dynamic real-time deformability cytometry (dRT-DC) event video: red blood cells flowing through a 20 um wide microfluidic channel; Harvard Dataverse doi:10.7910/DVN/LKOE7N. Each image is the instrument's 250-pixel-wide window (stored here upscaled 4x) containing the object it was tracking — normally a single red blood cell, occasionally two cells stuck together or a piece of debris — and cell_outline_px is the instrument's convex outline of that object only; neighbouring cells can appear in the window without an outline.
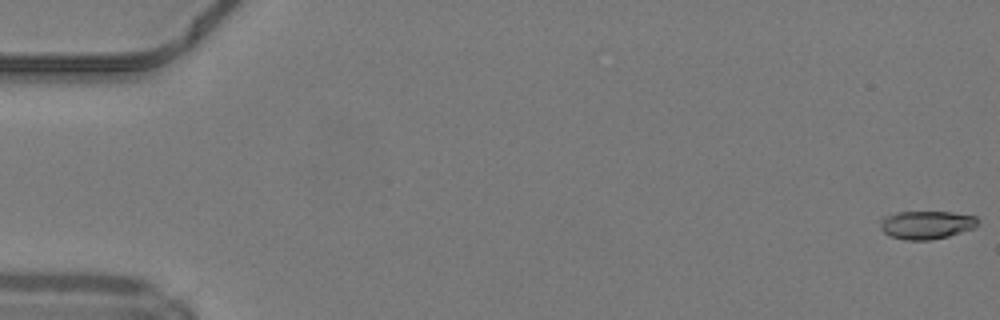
{"species": "common noctule bat (a hibernating species)", "species_latin": "Nyctalus noctula", "temperature_condition": "warm", "stored_images_in_passage": 53, "camera_frame_rate_fps": 3000, "um_per_image_px": 0.085, "animal": {"sex": "male", "body_mass_g": 19.2, "forearm_length_mm": 51.8}, "frame": {"image": 1, "passage_image": 1, "time_ms": 0.0, "image_size_px": [1000, 320], "cell_outline_px": [[980, 224], [976, 228], [948, 236], [932, 240], [904, 240], [888, 236], [880, 228], [880, 216], [896, 212], [952, 212], [976, 216], [980, 220]], "centroid_in_image_um": [78.75, 19.11], "position_along_channel_um": 6.3, "area_um2": 16.53}}
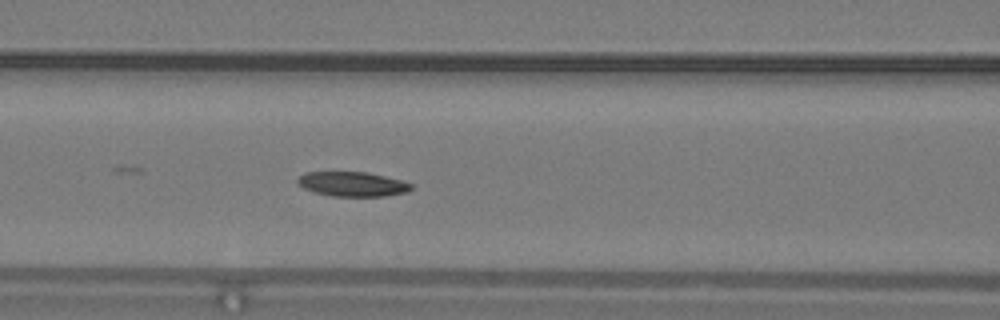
{"frame": {"image": 2, "passage_image": 24, "time_ms": 7.667, "image_size_px": [1000, 320], "cell_outline_px": [[412, 188], [408, 192], [384, 196], [332, 196], [316, 192], [304, 188], [296, 180], [304, 172], [368, 172], [400, 180], [412, 184]], "centroid_in_image_um": [29.97, 15.64], "position_along_channel_um": 136.6, "area_um2": 16.13}}
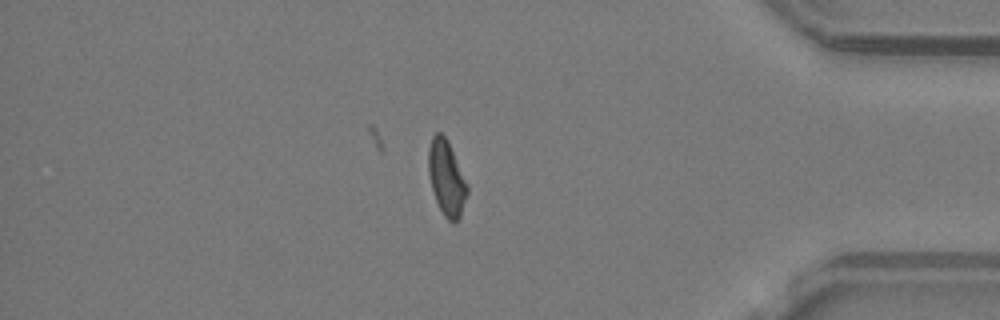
{"frame": {"image": 3, "passage_image": 45, "time_ms": 14.667, "image_size_px": [1000, 320], "cell_outline_px": [[468, 192], [460, 216], [452, 224], [444, 216], [436, 200], [432, 188], [428, 172], [428, 148], [432, 136], [436, 132], [440, 132], [448, 140], [468, 184]], "centroid_in_image_um": [37.95, 15.11], "position_along_channel_um": 397.2, "area_um2": 16.99}, "authors_computed_cell_mechanics": {"area_um2": 16.9932, "velocity_mm_per_s": 4.1902, "shape_relaxation_time_tau1_ms": 9.595, "shape_relaxation_time_tau2_ms": null, "deformation_change_tau1": 0.2281, "deformation_change_tau2": null}}